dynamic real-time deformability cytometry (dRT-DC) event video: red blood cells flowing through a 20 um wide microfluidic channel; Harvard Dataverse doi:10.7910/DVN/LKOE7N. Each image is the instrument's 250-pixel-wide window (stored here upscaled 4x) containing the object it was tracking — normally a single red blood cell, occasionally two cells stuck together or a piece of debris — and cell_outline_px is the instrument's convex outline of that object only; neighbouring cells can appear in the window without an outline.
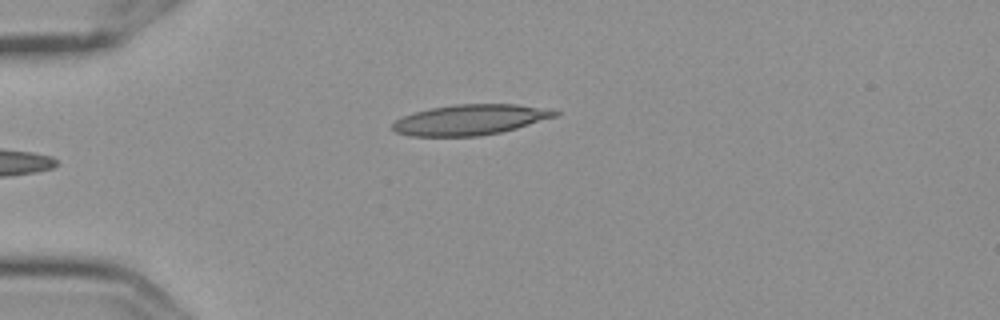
{"species": "Egyptian fruit bat (a non-hibernating species)", "species_latin": "Rousettus aegyptiacus", "temperature_condition": "cold", "stored_images_in_passage": 6, "camera_frame_rate_fps": 3000, "um_per_image_px": 0.085, "frame": {"image": 1, "passage_image": 3, "time_ms": 0.667, "image_size_px": [1000, 320], "cell_outline_px": [[560, 112], [556, 116], [516, 128], [500, 132], [476, 136], [412, 136], [396, 132], [392, 128], [392, 124], [396, 120], [404, 116], [416, 112], [432, 108], [452, 104], [516, 104], [548, 108]], "centroid_in_image_um": [39.97, 10.17], "position_along_channel_um": 45.0, "area_um2": 28.55}}
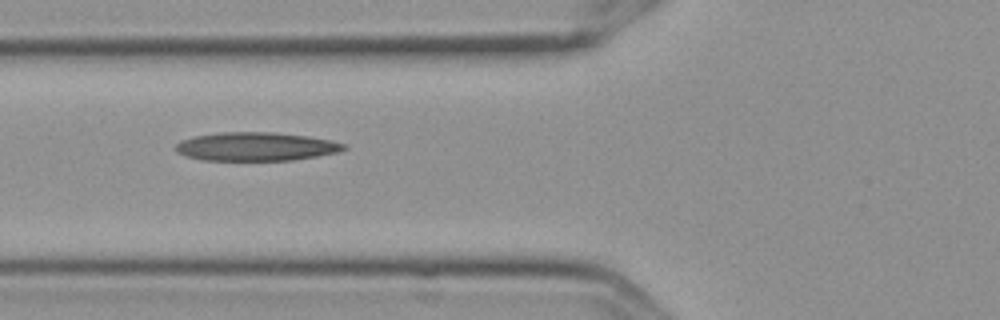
{"frame": {"image": 2, "passage_image": 5, "time_ms": 1.333, "image_size_px": [1000, 320], "cell_outline_px": [[348, 148], [340, 152], [292, 160], [204, 160], [188, 156], [176, 152], [176, 144], [180, 140], [192, 136], [220, 132], [276, 132], [308, 136], [332, 140], [348, 144]], "centroid_in_image_um": [21.8, 12.44], "position_along_channel_um": 104.0, "area_um2": 28.21}}
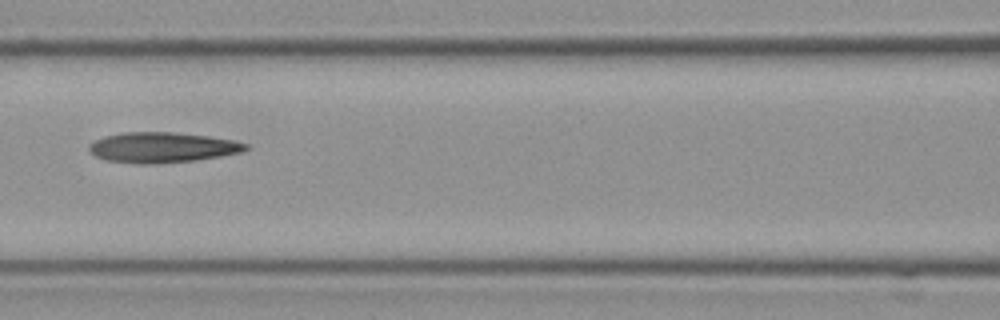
{"frame": {"image": 3, "passage_image": 6, "time_ms": 1.667, "image_size_px": [1000, 320], "cell_outline_px": [[248, 148], [240, 152], [220, 156], [192, 160], [148, 164], [140, 164], [104, 160], [96, 156], [88, 148], [88, 144], [104, 136], [120, 132], [172, 132], [208, 136], [232, 140], [248, 144]], "centroid_in_image_um": [13.74, 12.52], "position_along_channel_um": 152.9, "area_um2": 27.46}}